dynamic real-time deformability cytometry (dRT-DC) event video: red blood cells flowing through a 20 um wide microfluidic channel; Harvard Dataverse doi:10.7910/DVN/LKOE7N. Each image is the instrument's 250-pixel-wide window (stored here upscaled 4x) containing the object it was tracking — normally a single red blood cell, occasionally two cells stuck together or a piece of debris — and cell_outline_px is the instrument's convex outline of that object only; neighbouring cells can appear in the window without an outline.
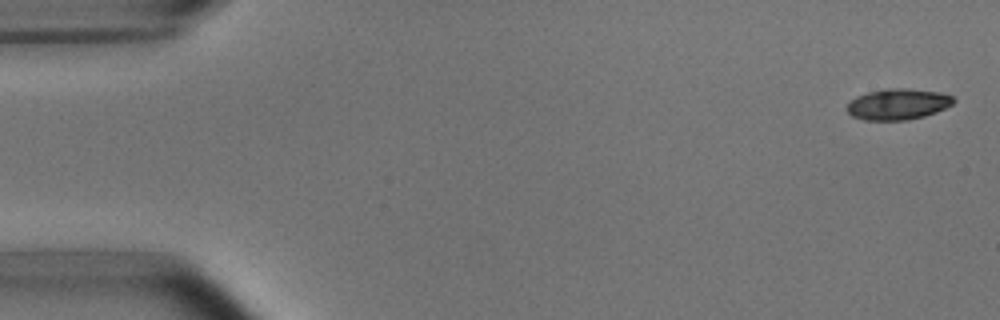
{"species": "common noctule bat (a hibernating species)", "species_latin": "Nyctalus noctula", "temperature_condition": "room temperature", "stored_images_in_passage": 5, "camera_frame_rate_fps": 3000, "um_per_image_px": 0.085, "animal": {"sex": "male", "body_mass_g": 15.6}, "frame": {"image": 1, "passage_image": 1, "time_ms": 0.0, "image_size_px": [1000, 320], "cell_outline_px": [[956, 100], [952, 104], [936, 112], [924, 116], [908, 120], [864, 120], [852, 116], [844, 108], [856, 96], [868, 92], [884, 88], [908, 88], [940, 92], [952, 96]], "centroid_in_image_um": [76.31, 8.85], "position_along_channel_um": 8.7, "area_um2": 19.36}}
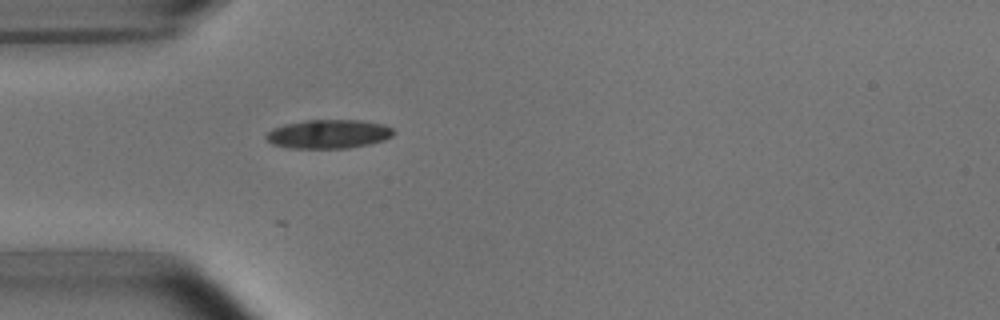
{"frame": {"image": 2, "passage_image": 5, "time_ms": 4.667, "image_size_px": [1000, 320], "cell_outline_px": [[396, 132], [392, 136], [384, 140], [372, 144], [348, 148], [288, 148], [272, 144], [264, 136], [272, 128], [284, 124], [308, 120], [360, 120], [384, 124], [392, 128]], "centroid_in_image_um": [27.95, 11.39], "position_along_channel_um": 57.1, "area_um2": 21.62}}